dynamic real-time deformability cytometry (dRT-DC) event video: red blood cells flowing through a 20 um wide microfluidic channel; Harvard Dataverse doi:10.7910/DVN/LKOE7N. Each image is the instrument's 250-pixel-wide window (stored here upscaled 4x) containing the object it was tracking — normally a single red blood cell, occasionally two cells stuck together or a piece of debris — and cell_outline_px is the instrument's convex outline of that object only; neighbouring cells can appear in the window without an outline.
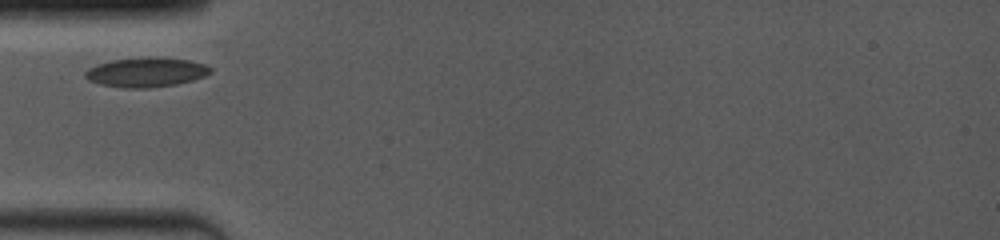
{"species": "common noctule bat (a hibernating species)", "species_latin": "Nyctalus noctula", "temperature_condition": "room temperature", "stored_images_in_passage": 3, "camera_frame_rate_fps": 4000, "um_per_image_px": 0.085, "animal": {"sex": "female", "body_mass_g": 19.0, "forearm_length_mm": 53.3}, "frame": {"image": 1, "passage_image": 1, "time_ms": 0.0, "image_size_px": [1000, 240], "cell_outline_px": [[212, 72], [204, 76], [192, 80], [176, 84], [148, 88], [124, 88], [100, 84], [88, 80], [84, 76], [84, 72], [88, 68], [96, 64], [112, 60], [188, 60], [204, 64], [212, 68]], "centroid_in_image_um": [12.37, 6.2], "position_along_channel_um": 72.6, "area_um2": 20.52}}
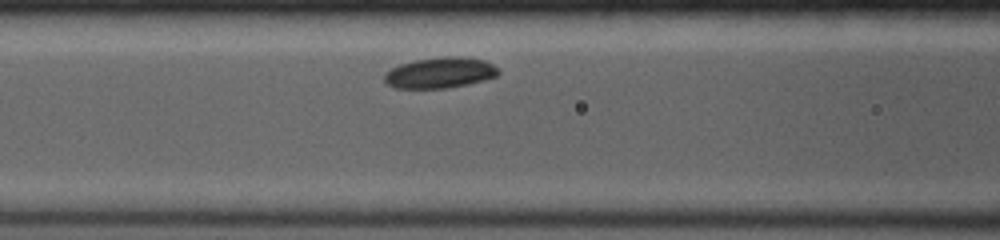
{"frame": {"image": 2, "passage_image": 3, "time_ms": 1.5, "image_size_px": [1000, 240], "cell_outline_px": [[500, 72], [496, 76], [484, 80], [468, 84], [448, 88], [392, 88], [384, 80], [384, 72], [400, 64], [412, 60], [444, 56], [460, 56], [484, 60], [492, 64]], "centroid_in_image_um": [37.37, 6.18], "position_along_channel_um": 129.2, "area_um2": 20.58}}